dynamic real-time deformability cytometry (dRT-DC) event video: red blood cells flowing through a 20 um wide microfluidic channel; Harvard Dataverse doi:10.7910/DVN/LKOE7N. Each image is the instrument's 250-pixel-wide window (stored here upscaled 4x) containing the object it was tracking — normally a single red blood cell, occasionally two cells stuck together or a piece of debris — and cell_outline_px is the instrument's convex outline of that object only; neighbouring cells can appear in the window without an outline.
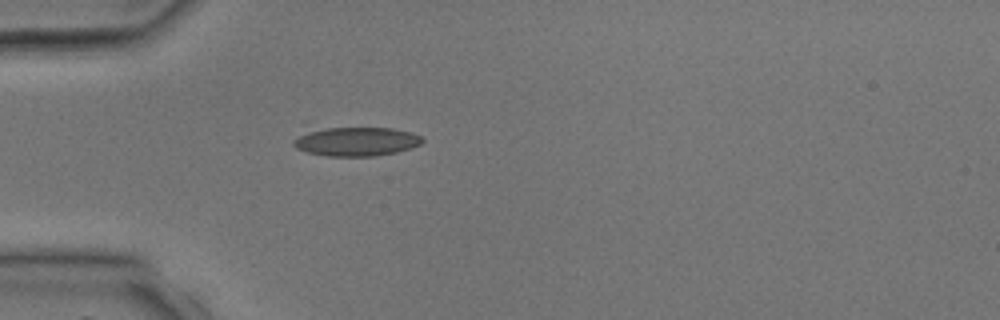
{"species": "common noctule bat (a hibernating species)", "species_latin": "Nyctalus noctula", "temperature_condition": "room temperature", "stored_images_in_passage": 1, "camera_frame_rate_fps": 3000, "um_per_image_px": 0.085, "animal": {"sex": "male", "body_mass_g": 17.9, "forearm_length_mm": 54.2}, "frame": {"image": 1, "passage_image": 1, "time_ms": 0.0, "image_size_px": [1000, 320], "cell_outline_px": [[424, 140], [420, 144], [396, 152], [372, 156], [328, 156], [308, 152], [296, 148], [292, 144], [292, 140], [308, 132], [328, 128], [392, 128], [412, 132], [420, 136]], "centroid_in_image_um": [30.3, 12.03], "position_along_channel_um": 54.7, "area_um2": 21.33}}